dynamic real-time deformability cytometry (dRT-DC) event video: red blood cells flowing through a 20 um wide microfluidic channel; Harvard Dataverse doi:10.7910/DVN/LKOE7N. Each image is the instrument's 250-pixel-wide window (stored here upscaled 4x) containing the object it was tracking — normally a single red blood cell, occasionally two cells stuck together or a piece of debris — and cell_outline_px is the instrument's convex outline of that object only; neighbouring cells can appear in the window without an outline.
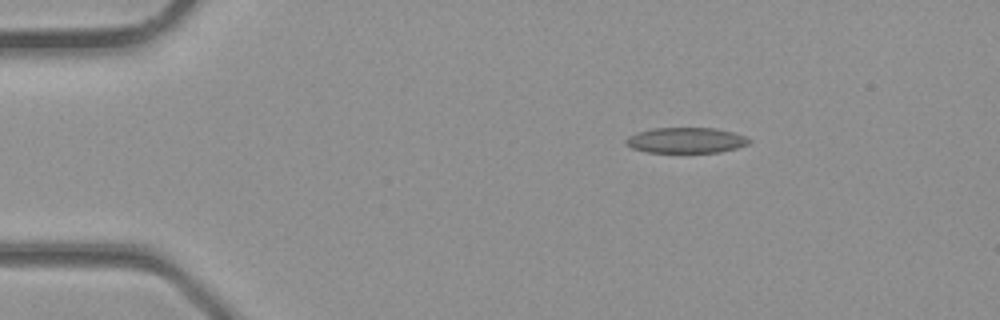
{"species": "common noctule bat (a hibernating species)", "species_latin": "Nyctalus noctula", "temperature_condition": "room temperature", "stored_images_in_passage": 3, "camera_frame_rate_fps": 3000, "um_per_image_px": 0.085, "animal": {"sex": "male", "body_mass_g": 23.1, "forearm_length_mm": 52.7}, "frame": {"image": 1, "passage_image": 2, "time_ms": 0.333, "image_size_px": [1000, 320], "cell_outline_px": [[752, 140], [748, 144], [736, 148], [720, 152], [648, 152], [632, 148], [624, 144], [624, 140], [628, 136], [636, 132], [652, 128], [716, 128], [736, 132]], "centroid_in_image_um": [58.3, 11.91], "position_along_channel_um": 26.7, "area_um2": 18.5}}